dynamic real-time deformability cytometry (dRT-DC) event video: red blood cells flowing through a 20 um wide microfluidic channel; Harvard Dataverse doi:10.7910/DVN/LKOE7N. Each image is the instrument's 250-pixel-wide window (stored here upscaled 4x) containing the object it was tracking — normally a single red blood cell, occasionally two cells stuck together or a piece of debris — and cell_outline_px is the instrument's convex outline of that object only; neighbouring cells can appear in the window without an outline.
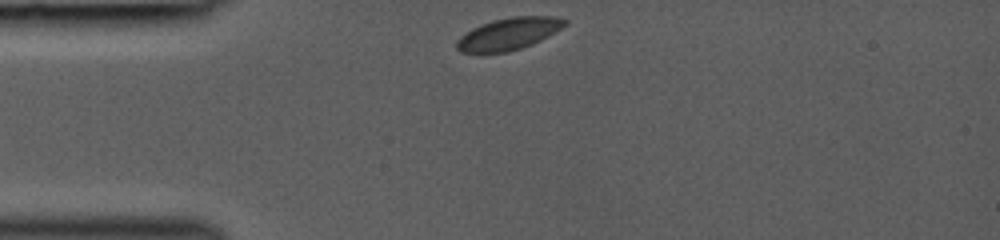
{"species": "common noctule bat (a hibernating species)", "species_latin": "Nyctalus noctula", "temperature_condition": "room temperature", "stored_images_in_passage": 29, "camera_frame_rate_fps": 3000, "um_per_image_px": 0.085, "animal": {"sex": "female", "body_mass_g": 19.0, "forearm_length_mm": 53.3}, "frame": {"image": 1, "passage_image": 1, "time_ms": 0.0, "image_size_px": [1000, 240], "cell_outline_px": [[568, 24], [548, 36], [532, 44], [508, 52], [460, 52], [456, 48], [456, 40], [460, 36], [472, 28], [480, 24], [492, 20], [512, 16], [556, 16], [568, 20]], "centroid_in_image_um": [43.24, 2.86], "position_along_channel_um": 41.8, "area_um2": 20.23}}
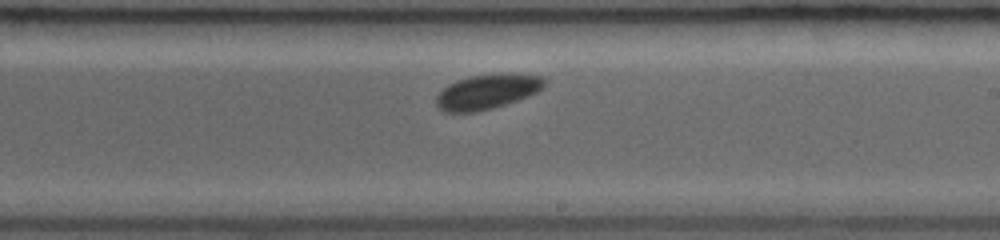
{"frame": {"image": 2, "passage_image": 17, "time_ms": 5.333, "image_size_px": [1000, 240], "cell_outline_px": [[544, 84], [536, 92], [528, 96], [492, 108], [476, 112], [444, 112], [436, 104], [436, 96], [448, 84], [456, 80], [468, 76], [512, 72], [544, 76]], "centroid_in_image_um": [41.4, 7.77], "position_along_channel_um": 247.6, "area_um2": 21.96}}
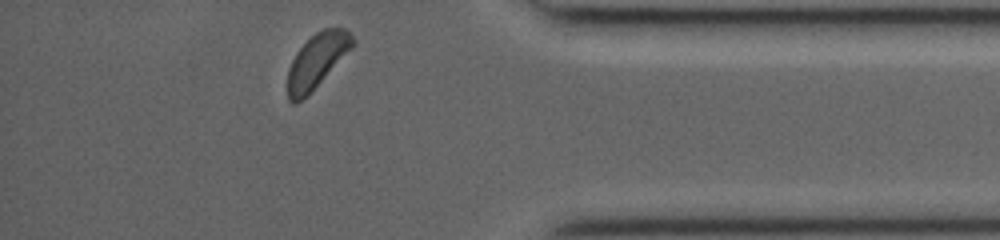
{"frame": {"image": 3, "passage_image": 29, "time_ms": 9.333, "image_size_px": [1000, 240], "cell_outline_px": [[356, 44], [308, 96], [296, 104], [292, 104], [288, 100], [288, 68], [296, 52], [316, 32], [324, 28], [344, 28], [356, 40]], "centroid_in_image_um": [26.94, 5.2], "position_along_channel_um": 408.3, "area_um2": 20.63}}